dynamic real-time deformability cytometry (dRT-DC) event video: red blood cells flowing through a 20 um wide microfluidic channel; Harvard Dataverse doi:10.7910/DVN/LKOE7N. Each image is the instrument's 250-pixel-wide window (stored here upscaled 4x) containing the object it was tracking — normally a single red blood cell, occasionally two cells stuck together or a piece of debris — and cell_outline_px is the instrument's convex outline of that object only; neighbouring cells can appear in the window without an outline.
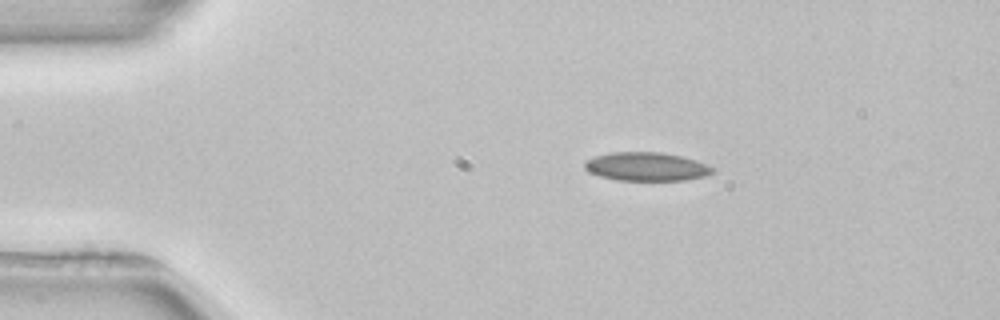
{"species": "common noctule bat (a hibernating species)", "species_latin": "Nyctalus noctula", "temperature_condition": "room temperature", "stored_images_in_passage": 43, "camera_frame_rate_fps": 3000, "um_per_image_px": 0.085, "animal": {"sex": "female", "body_mass_g": 22.7, "forearm_length_mm": 54.2}, "frame": {"image": 1, "passage_image": 1, "time_ms": 0.0, "image_size_px": [1000, 320], "cell_outline_px": [[716, 168], [712, 172], [704, 176], [684, 180], [616, 180], [600, 176], [588, 172], [584, 168], [584, 160], [596, 156], [612, 152], [664, 152], [696, 160], [708, 164]], "centroid_in_image_um": [54.93, 14.15], "position_along_channel_um": 30.1, "area_um2": 21.39}}
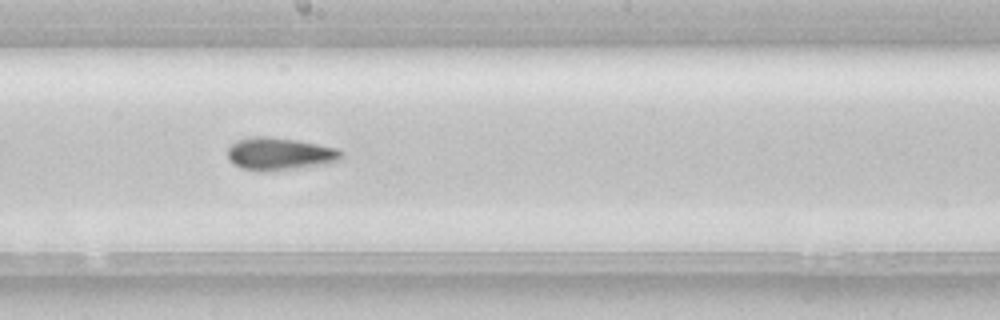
{"frame": {"image": 2, "passage_image": 20, "time_ms": 6.333, "image_size_px": [1000, 320], "cell_outline_px": [[344, 156], [340, 160], [332, 164], [268, 172], [256, 172], [240, 168], [232, 164], [228, 160], [228, 148], [236, 140], [252, 136], [264, 136], [296, 140], [336, 148], [344, 152]], "centroid_in_image_um": [23.78, 13.11], "position_along_channel_um": 224.4, "area_um2": 22.2}}
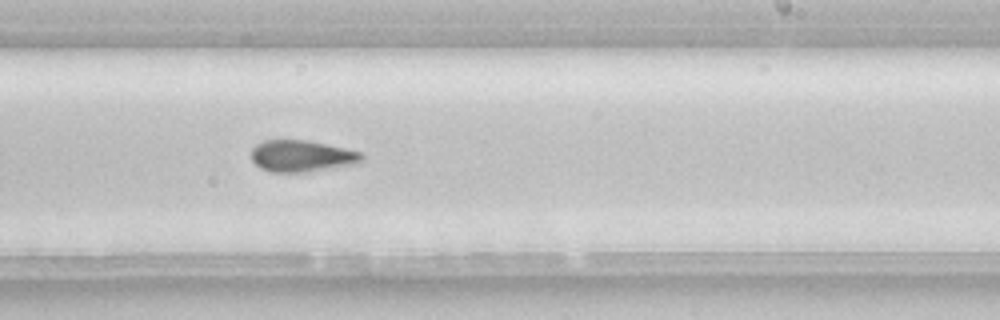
{"frame": {"image": 3, "passage_image": 23, "time_ms": 7.333, "image_size_px": [1000, 320], "cell_outline_px": [[364, 156], [360, 164], [304, 172], [272, 172], [260, 168], [252, 160], [252, 148], [256, 144], [264, 140], [308, 140], [344, 148], [360, 152]], "centroid_in_image_um": [25.66, 13.26], "position_along_channel_um": 263.3, "area_um2": 20.4}, "authors_computed_cell_mechanics": {"area_um2": 20.5768, "velocity_mm_per_s": 3.9384, "shape_relaxation_time_tau1_ms": 7.9378, "shape_relaxation_time_tau2_ms": 2.4466, "deformation_change_tau1": 0.1605, "deformation_change_tau2": 0.0829}}